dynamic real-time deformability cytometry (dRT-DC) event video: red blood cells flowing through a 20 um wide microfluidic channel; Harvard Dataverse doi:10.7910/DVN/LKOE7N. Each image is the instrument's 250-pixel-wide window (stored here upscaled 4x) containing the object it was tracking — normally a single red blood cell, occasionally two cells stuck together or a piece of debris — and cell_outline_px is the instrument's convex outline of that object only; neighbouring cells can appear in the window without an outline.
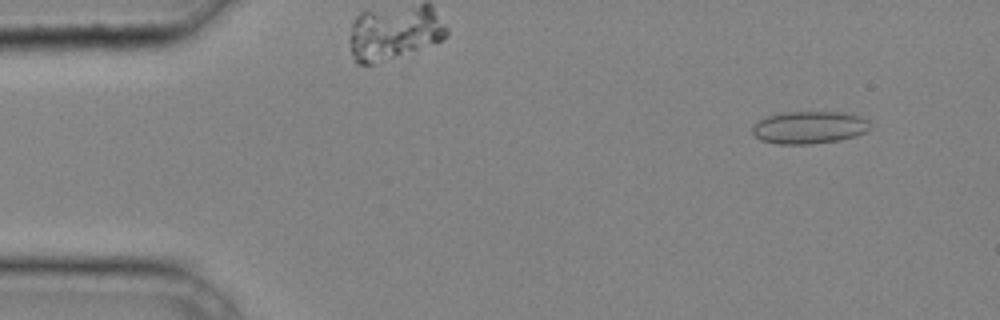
{"species": "common noctule bat (a hibernating species)", "species_latin": "Nyctalus noctula", "temperature_condition": "cold", "stored_images_in_passage": 39, "camera_frame_rate_fps": 3000, "um_per_image_px": 0.085, "animal": {"sex": "male", "body_mass_g": 20.4}, "frame": {"image": 1, "passage_image": 4, "time_ms": 1.0, "image_size_px": [1000, 320], "cell_outline_px": [[872, 128], [856, 136], [840, 140], [812, 144], [776, 144], [760, 140], [752, 132], [752, 124], [768, 116], [784, 112], [844, 112], [860, 116], [868, 120]], "centroid_in_image_um": [68.8, 10.84], "position_along_channel_um": 16.2, "area_um2": 22.48}}
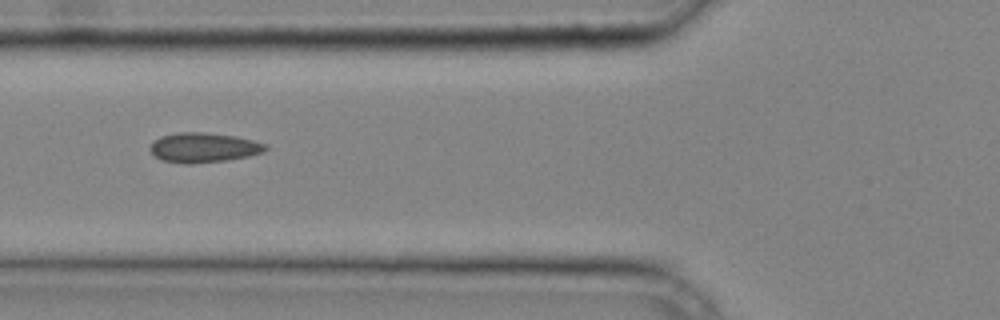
{"frame": {"image": 2, "passage_image": 16, "time_ms": 5.0, "image_size_px": [1000, 320], "cell_outline_px": [[268, 148], [264, 152], [248, 156], [228, 160], [192, 164], [184, 164], [160, 160], [148, 148], [160, 136], [176, 132], [204, 132], [236, 136], [268, 144]], "centroid_in_image_um": [17.32, 12.54], "position_along_channel_um": 108.5, "area_um2": 20.17}}
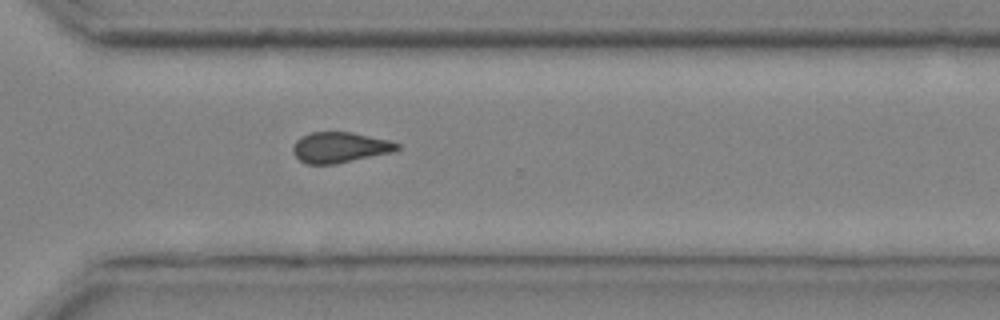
{"frame": {"image": 3, "passage_image": 31, "time_ms": 10.0, "image_size_px": [1000, 320], "cell_outline_px": [[400, 148], [396, 152], [336, 164], [308, 164], [300, 160], [292, 152], [292, 148], [296, 140], [300, 136], [312, 132], [352, 132], [388, 140], [400, 144]], "centroid_in_image_um": [28.91, 12.53], "position_along_channel_um": 341.7, "area_um2": 18.79}}